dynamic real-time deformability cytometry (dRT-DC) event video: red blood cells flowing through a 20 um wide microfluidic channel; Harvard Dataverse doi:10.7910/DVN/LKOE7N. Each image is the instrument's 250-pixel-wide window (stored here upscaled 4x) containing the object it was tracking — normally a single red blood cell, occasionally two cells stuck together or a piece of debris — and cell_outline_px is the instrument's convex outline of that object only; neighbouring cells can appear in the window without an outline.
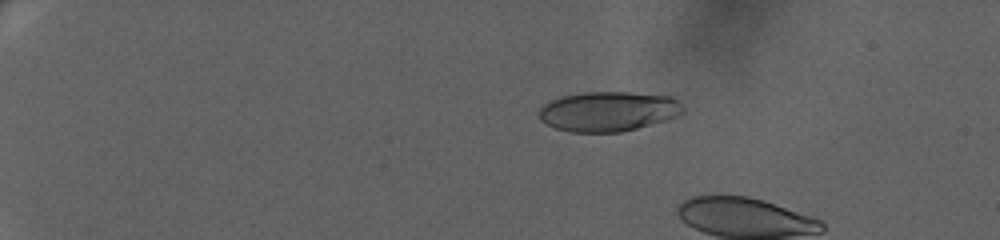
{"species": "human", "species_latin": "Homo sapiens", "temperature_condition": "warm", "stored_images_in_passage": 23, "camera_frame_rate_fps": 3000, "um_per_image_px": 0.085, "donor": {"sex": "female"}, "frame": {"image": 1, "passage_image": 17, "time_ms": 5.333, "image_size_px": [1000, 240], "cell_outline_px": [[684, 112], [676, 116], [664, 120], [636, 128], [620, 132], [572, 132], [556, 128], [540, 120], [540, 108], [544, 104], [552, 100], [564, 96], [584, 92], [628, 92], [668, 96], [676, 100], [684, 108]], "centroid_in_image_um": [51.69, 9.46], "position_along_channel_um": 33.3, "area_um2": 32.95}}